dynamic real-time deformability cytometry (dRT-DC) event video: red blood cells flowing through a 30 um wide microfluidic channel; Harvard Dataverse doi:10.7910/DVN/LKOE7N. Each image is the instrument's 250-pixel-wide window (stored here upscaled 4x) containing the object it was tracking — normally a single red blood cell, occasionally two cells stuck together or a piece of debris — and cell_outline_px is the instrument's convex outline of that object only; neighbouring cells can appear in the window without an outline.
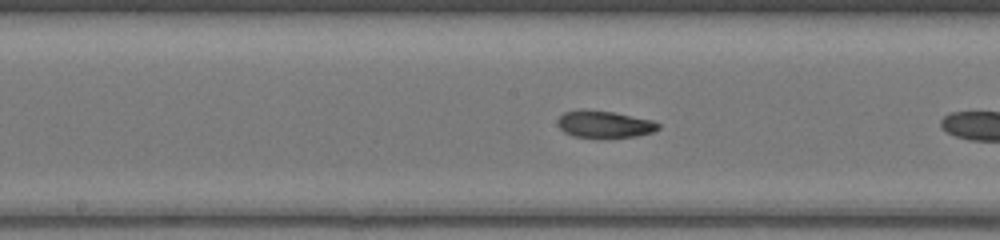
{"species": "common noctule bat (a hibernating species)", "species_latin": "Nyctalus noctula", "temperature_condition": "warm", "stored_images_in_passage": 12, "camera_frame_rate_fps": 3000, "um_per_image_px": 0.085, "animal": {"sex": "female", "body_mass_g": 17.0, "forearm_length_mm": 48.0}, "frame": {"image": 1, "passage_image": 10, "time_ms": 3.0, "image_size_px": [1000, 240], "cell_outline_px": [[660, 128], [652, 132], [636, 136], [608, 140], [596, 140], [572, 136], [564, 132], [556, 124], [556, 120], [564, 112], [612, 112], [652, 120], [660, 124]], "centroid_in_image_um": [51.38, 10.65], "position_along_channel_um": 196.8, "area_um2": 16.01}}